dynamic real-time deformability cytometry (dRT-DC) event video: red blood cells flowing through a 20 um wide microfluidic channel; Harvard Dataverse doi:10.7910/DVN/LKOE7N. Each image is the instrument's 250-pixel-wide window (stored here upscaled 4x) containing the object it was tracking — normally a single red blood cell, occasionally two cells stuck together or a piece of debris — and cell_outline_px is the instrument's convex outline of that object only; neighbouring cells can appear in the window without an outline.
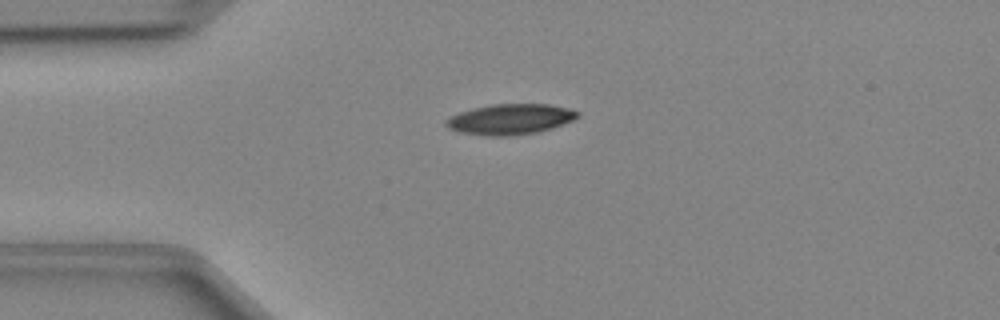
{"species": "Egyptian fruit bat (a non-hibernating species)", "species_latin": "Rousettus aegyptiacus", "temperature_condition": "cold", "stored_images_in_passage": 37, "camera_frame_rate_fps": 3000, "um_per_image_px": 0.085, "animal": {"sex": "female"}, "frame": {"image": 1, "passage_image": 1, "time_ms": 0.0, "image_size_px": [1000, 320], "cell_outline_px": [[580, 116], [572, 120], [552, 128], [536, 132], [508, 136], [488, 136], [460, 132], [448, 128], [444, 124], [444, 120], [448, 116], [472, 108], [492, 104], [548, 104], [568, 108], [580, 112]], "centroid_in_image_um": [43.33, 10.13], "position_along_channel_um": 41.7, "area_um2": 23.47}}
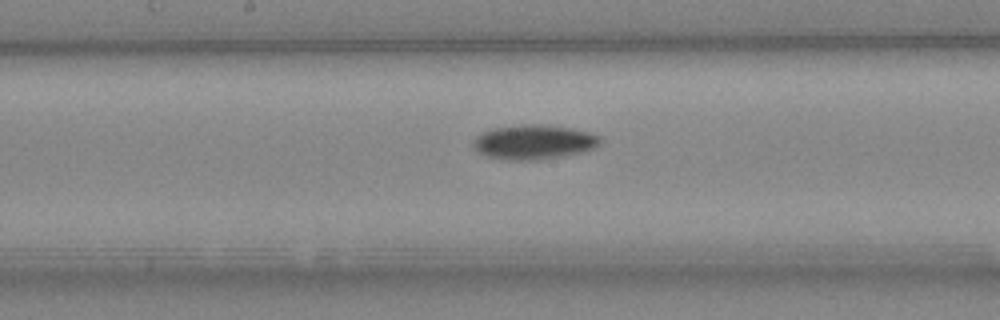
{"frame": {"image": 2, "passage_image": 14, "time_ms": 4.333, "image_size_px": [1000, 320], "cell_outline_px": [[600, 144], [592, 148], [580, 152], [560, 156], [536, 160], [508, 160], [488, 156], [476, 152], [472, 148], [472, 140], [476, 136], [492, 128], [520, 124], [540, 124], [572, 128], [588, 132], [600, 136]], "centroid_in_image_um": [45.31, 12.06], "position_along_channel_um": 202.9, "area_um2": 25.55}}
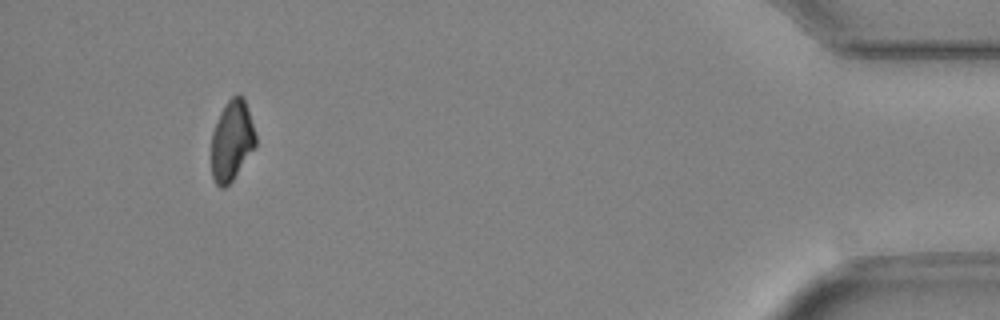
{"frame": {"image": 3, "passage_image": 34, "time_ms": 11.0, "image_size_px": [1000, 320], "cell_outline_px": [[256, 144], [232, 180], [224, 188], [220, 188], [216, 184], [212, 176], [212, 132], [220, 112], [228, 100], [236, 92], [244, 96], [256, 136]], "centroid_in_image_um": [19.69, 11.91], "position_along_channel_um": 415.5, "area_um2": 20.52}}